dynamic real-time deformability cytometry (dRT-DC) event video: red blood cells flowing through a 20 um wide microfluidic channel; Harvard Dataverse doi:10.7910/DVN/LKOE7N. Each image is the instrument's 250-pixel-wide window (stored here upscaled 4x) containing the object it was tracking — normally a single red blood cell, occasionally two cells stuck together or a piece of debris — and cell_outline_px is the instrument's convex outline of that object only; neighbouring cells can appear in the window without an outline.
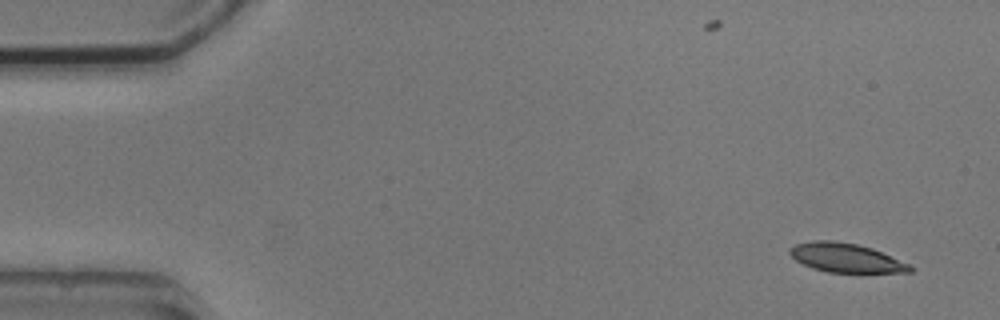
{"species": "common noctule bat (a hibernating species)", "species_latin": "Nyctalus noctula", "temperature_condition": "cold", "stored_images_in_passage": 4, "camera_frame_rate_fps": 3000, "um_per_image_px": 0.085, "animal": {"sex": "male", "body_mass_g": 20.5, "forearm_length_mm": 52.5}, "frame": {"image": 1, "passage_image": 1, "time_ms": 0.0, "image_size_px": [1000, 320], "cell_outline_px": [[916, 268], [912, 272], [828, 272], [812, 268], [796, 260], [788, 252], [788, 248], [796, 244], [812, 240], [832, 240], [856, 244], [872, 248], [912, 264]], "centroid_in_image_um": [71.94, 21.91], "position_along_channel_um": 13.1, "area_um2": 20.46}}